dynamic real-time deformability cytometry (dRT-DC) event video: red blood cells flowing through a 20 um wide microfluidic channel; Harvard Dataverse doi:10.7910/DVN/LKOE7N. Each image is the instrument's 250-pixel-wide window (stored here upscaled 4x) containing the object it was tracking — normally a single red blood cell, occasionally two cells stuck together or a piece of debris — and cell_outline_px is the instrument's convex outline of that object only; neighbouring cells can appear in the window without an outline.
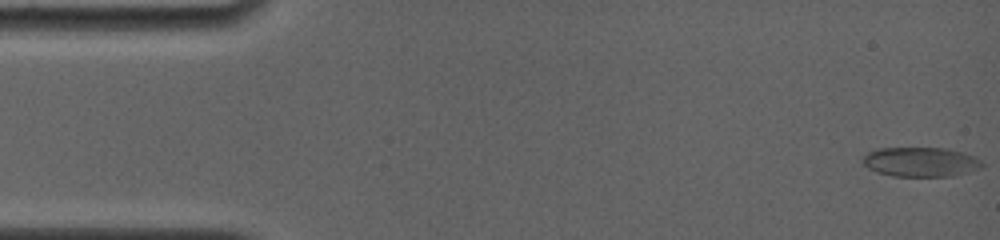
{"species": "common noctule bat (a hibernating species)", "species_latin": "Nyctalus noctula", "temperature_condition": "room temperature", "stored_images_in_passage": 62, "camera_frame_rate_fps": 4000, "um_per_image_px": 0.085, "animal": {"sex": "female", "body_mass_g": 19.0, "forearm_length_mm": 56.7}, "frame": {"image": 1, "passage_image": 1, "time_ms": 0.0, "image_size_px": [1000, 240], "cell_outline_px": [[984, 164], [980, 168], [952, 176], [892, 176], [876, 172], [868, 168], [860, 160], [868, 152], [876, 148], [944, 148], [964, 152], [980, 160]], "centroid_in_image_um": [78.21, 13.76], "position_along_channel_um": 6.8, "area_um2": 20.52}}
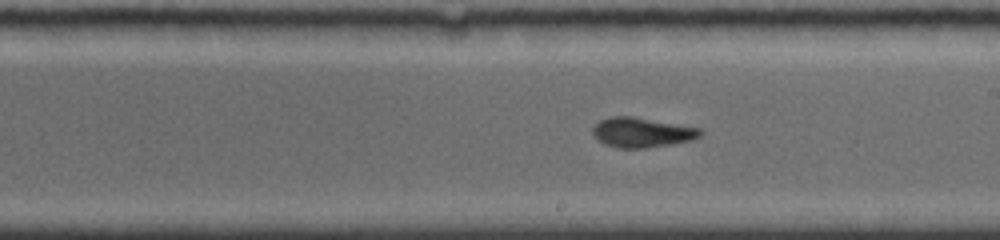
{"frame": {"image": 2, "passage_image": 37, "time_ms": 9.25, "image_size_px": [1000, 240], "cell_outline_px": [[704, 132], [700, 136], [692, 140], [672, 144], [644, 148], [620, 148], [604, 144], [596, 140], [592, 136], [592, 128], [600, 120], [612, 116], [632, 116], [700, 128]], "centroid_in_image_um": [54.53, 11.26], "position_along_channel_um": 234.5, "area_um2": 18.79}}
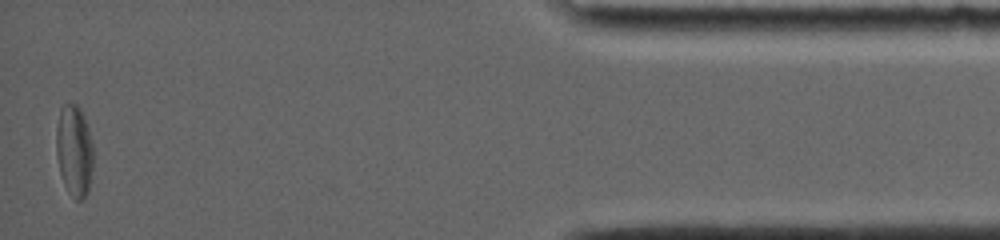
{"frame": {"image": 3, "passage_image": 62, "time_ms": 16.0, "image_size_px": [1000, 240], "cell_outline_px": [[92, 168], [88, 192], [80, 200], [76, 200], [68, 192], [64, 184], [60, 172], [56, 152], [56, 128], [60, 108], [64, 104], [76, 104], [80, 108], [88, 128], [92, 140]], "centroid_in_image_um": [6.3, 12.79], "position_along_channel_um": 428.9, "area_um2": 19.65}, "authors_computed_cell_mechanics": {"area_um2": 18.5827, "velocity_mm_per_s": 3.7973, "shape_relaxation_time_tau1_ms": 4.4714, "shape_relaxation_time_tau2_ms": 3.0887, "deformation_change_tau1": 0.148, "deformation_change_tau2": 0.0912}}